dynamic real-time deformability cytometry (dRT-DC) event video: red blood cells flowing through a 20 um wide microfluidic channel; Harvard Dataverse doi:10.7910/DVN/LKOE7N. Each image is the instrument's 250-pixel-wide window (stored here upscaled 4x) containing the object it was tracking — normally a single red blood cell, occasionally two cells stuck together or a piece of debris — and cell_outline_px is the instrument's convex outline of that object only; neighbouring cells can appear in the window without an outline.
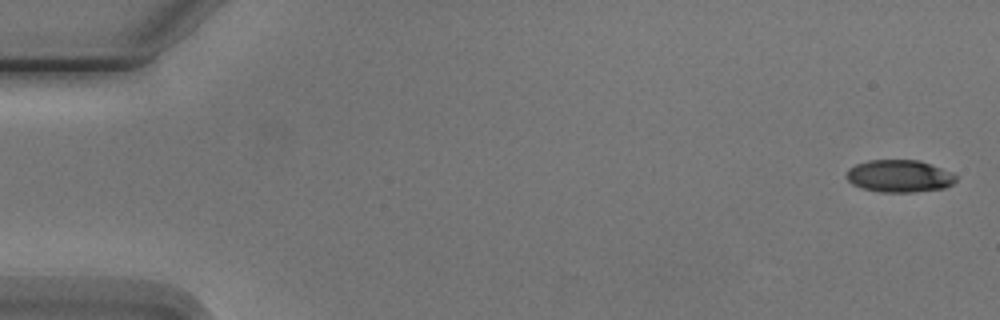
{"species": "Egyptian fruit bat (a non-hibernating species)", "species_latin": "Rousettus aegyptiacus", "temperature_condition": "cold", "stored_images_in_passage": 2, "segment_of_instrument_passage": [2, 2], "camera_frame_rate_fps": 3000, "um_per_image_px": 0.085, "animal": {"sex": "male"}, "frame": {"image": 1, "passage_image": 2, "time_ms": 1.333, "image_size_px": [1000, 320], "cell_outline_px": [[956, 180], [952, 184], [944, 188], [912, 192], [880, 192], [860, 188], [852, 184], [844, 176], [848, 168], [856, 164], [868, 160], [920, 160], [952, 172], [956, 176]], "centroid_in_image_um": [76.41, 14.96], "position_along_channel_um": 8.6, "area_um2": 20.81}}